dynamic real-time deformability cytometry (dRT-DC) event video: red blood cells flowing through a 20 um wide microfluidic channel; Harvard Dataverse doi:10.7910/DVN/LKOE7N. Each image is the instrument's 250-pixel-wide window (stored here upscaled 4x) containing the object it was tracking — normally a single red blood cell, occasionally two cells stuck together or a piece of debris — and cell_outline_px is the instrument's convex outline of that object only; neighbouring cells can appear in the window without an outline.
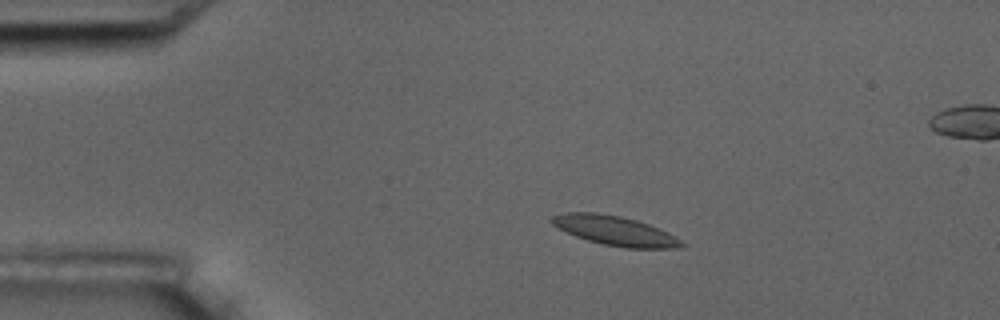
{"species": "common noctule bat (a hibernating species)", "species_latin": "Nyctalus noctula", "temperature_condition": "room temperature", "stored_images_in_passage": 4, "camera_frame_rate_fps": 3000, "um_per_image_px": 0.085, "animal": {"sex": "male", "body_mass_g": 17.5, "forearm_length_mm": 52.3}, "frame": {"image": 1, "passage_image": 2, "time_ms": 2.0, "image_size_px": [1000, 320], "cell_outline_px": [[684, 244], [680, 248], [624, 248], [600, 244], [576, 236], [552, 224], [548, 220], [552, 216], [564, 212], [596, 212], [620, 216], [636, 220], [648, 224], [668, 232], [676, 236]], "centroid_in_image_um": [52.26, 19.6], "position_along_channel_um": 32.7, "area_um2": 22.25}}